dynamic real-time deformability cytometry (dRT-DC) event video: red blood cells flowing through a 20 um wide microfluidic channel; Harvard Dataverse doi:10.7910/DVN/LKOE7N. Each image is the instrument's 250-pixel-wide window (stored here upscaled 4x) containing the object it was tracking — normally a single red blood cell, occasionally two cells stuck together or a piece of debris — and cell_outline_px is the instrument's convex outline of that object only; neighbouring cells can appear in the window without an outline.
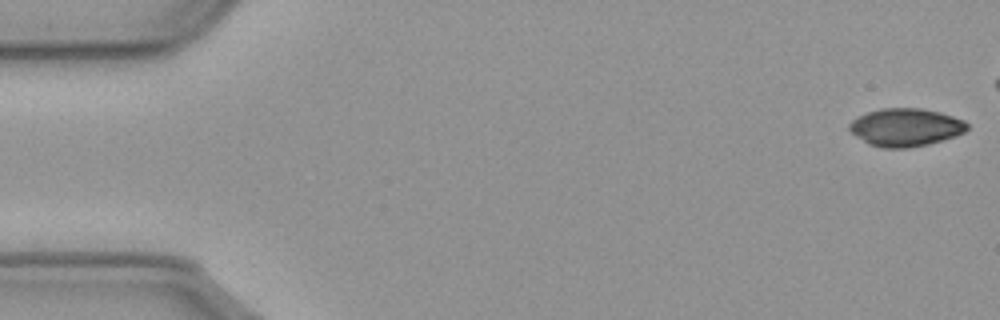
{"species": "common noctule bat (a hibernating species)", "species_latin": "Nyctalus noctula", "temperature_condition": "cold", "stored_images_in_passage": 49, "camera_frame_rate_fps": 3000, "um_per_image_px": 0.085, "animal": {"sex": "male", "body_mass_g": 23.1, "forearm_length_mm": 52.7}, "frame": {"image": 1, "passage_image": 1, "time_ms": 0.0, "image_size_px": [1000, 320], "cell_outline_px": [[968, 128], [964, 132], [956, 136], [928, 144], [908, 148], [880, 148], [868, 144], [856, 136], [848, 128], [848, 124], [852, 120], [868, 112], [880, 108], [920, 108], [940, 112], [964, 120], [968, 124]], "centroid_in_image_um": [76.97, 10.83], "position_along_channel_um": 8.0, "area_um2": 26.07}}
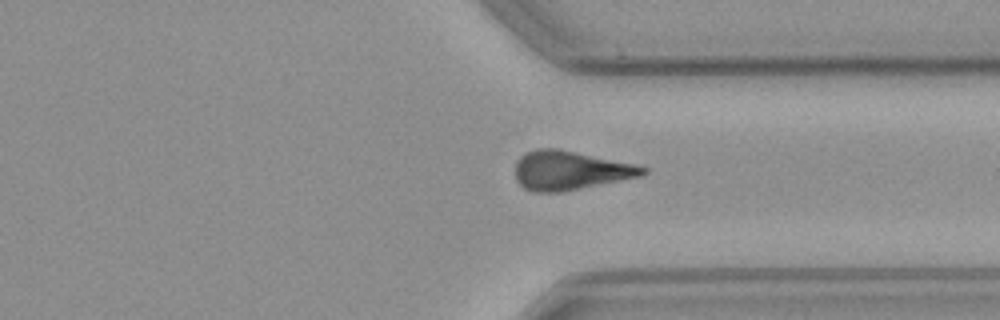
{"frame": {"image": 2, "passage_image": 42, "time_ms": 13.667, "image_size_px": [1000, 320], "cell_outline_px": [[648, 172], [640, 176], [560, 192], [532, 192], [524, 188], [516, 180], [516, 164], [520, 156], [524, 152], [536, 148], [560, 148], [632, 164], [648, 168]], "centroid_in_image_um": [48.4, 14.47], "position_along_channel_um": 363.0, "area_um2": 28.78}}
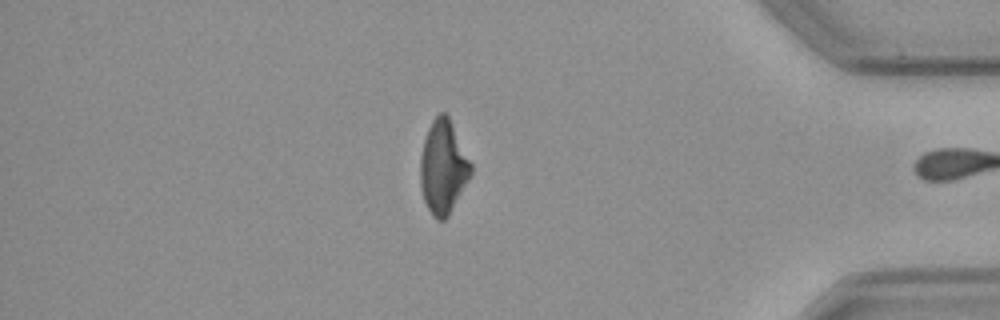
{"frame": {"image": 3, "passage_image": 48, "time_ms": 15.667, "image_size_px": [1000, 320], "cell_outline_px": [[472, 172], [468, 180], [448, 216], [444, 220], [436, 220], [432, 216], [424, 200], [420, 184], [420, 156], [424, 140], [428, 128], [432, 120], [440, 112], [444, 112], [448, 116], [472, 164]], "centroid_in_image_um": [37.65, 14.21], "position_along_channel_um": 397.5, "area_um2": 27.34}, "authors_computed_cell_mechanics": {"area_um2": 28.9578, "velocity_mm_per_s": 3.6007, "shape_relaxation_time_tau1_ms": 4.7127, "shape_relaxation_time_tau2_ms": 7.3773, "deformation_change_tau1": 0.125, "deformation_change_tau2": 0.1323}}